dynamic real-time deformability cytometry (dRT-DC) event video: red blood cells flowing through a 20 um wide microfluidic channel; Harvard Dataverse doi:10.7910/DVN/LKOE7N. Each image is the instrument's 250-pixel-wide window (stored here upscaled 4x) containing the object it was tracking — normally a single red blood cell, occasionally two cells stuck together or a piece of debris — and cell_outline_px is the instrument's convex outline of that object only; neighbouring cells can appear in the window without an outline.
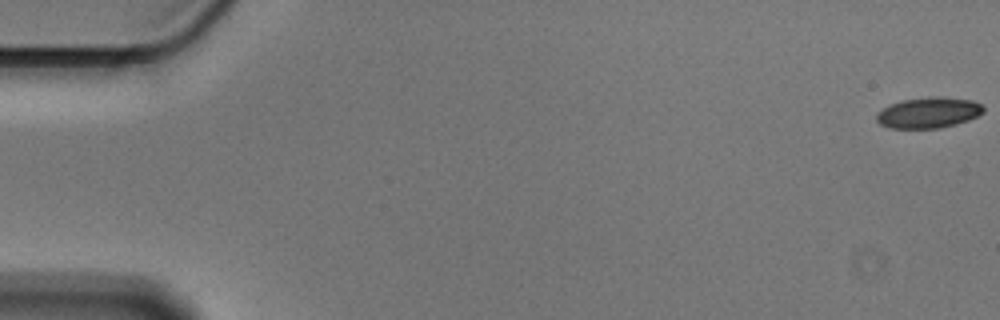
{"species": "Egyptian fruit bat (a non-hibernating species)", "species_latin": "Rousettus aegyptiacus", "temperature_condition": "cold", "stored_images_in_passage": 57, "camera_frame_rate_fps": 3000, "um_per_image_px": 0.085, "animal": {"sex": "male"}, "frame": {"image": 1, "passage_image": 1, "time_ms": 0.0, "image_size_px": [1000, 320], "cell_outline_px": [[984, 112], [968, 120], [956, 124], [940, 128], [888, 128], [880, 124], [876, 120], [876, 116], [884, 108], [892, 104], [904, 100], [928, 96], [944, 96], [972, 100], [980, 104], [984, 108]], "centroid_in_image_um": [78.95, 9.57], "position_along_channel_um": 6.0, "area_um2": 19.13}}
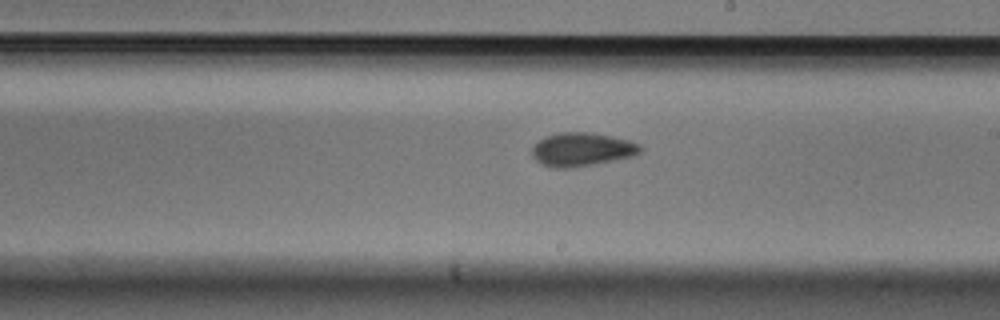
{"frame": {"image": 2, "passage_image": 33, "time_ms": 10.667, "image_size_px": [1000, 320], "cell_outline_px": [[644, 148], [640, 152], [632, 156], [596, 164], [572, 168], [552, 168], [540, 164], [532, 156], [532, 148], [540, 140], [548, 136], [560, 132], [592, 132], [628, 140], [640, 144]], "centroid_in_image_um": [49.46, 12.71], "position_along_channel_um": 239.5, "area_um2": 21.21}}
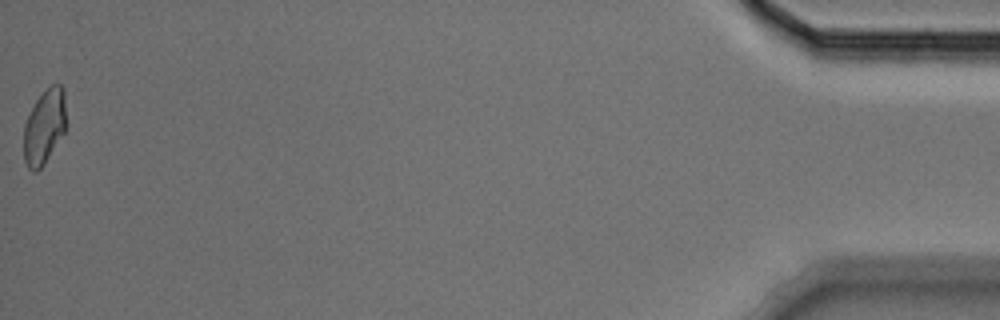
{"frame": {"image": 3, "passage_image": 57, "time_ms": 18.667, "image_size_px": [1000, 320], "cell_outline_px": [[64, 132], [44, 164], [36, 172], [32, 172], [28, 168], [24, 160], [24, 124], [36, 100], [52, 84], [60, 84], [64, 88]], "centroid_in_image_um": [3.74, 10.8], "position_along_channel_um": 431.5, "area_um2": 18.03}, "authors_computed_cell_mechanics": {"area_um2": 19.7676, "velocity_mm_per_s": 3.5877, "shape_relaxation_time_tau1_ms": 3.6963, "shape_relaxation_time_tau2_ms": 2.7615, "deformation_change_tau1": 0.0969, "deformation_change_tau2": 0.0584}}